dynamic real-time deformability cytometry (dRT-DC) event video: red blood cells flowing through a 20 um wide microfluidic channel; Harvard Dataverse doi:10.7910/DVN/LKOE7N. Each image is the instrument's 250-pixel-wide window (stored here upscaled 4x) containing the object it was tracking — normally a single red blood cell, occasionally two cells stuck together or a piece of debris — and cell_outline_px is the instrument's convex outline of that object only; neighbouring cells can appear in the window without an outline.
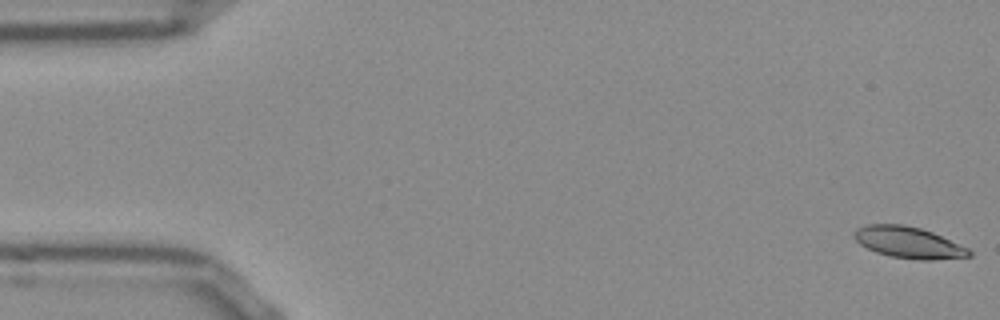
{"species": "Egyptian fruit bat (a non-hibernating species)", "species_latin": "Rousettus aegyptiacus", "temperature_condition": "room temperature", "stored_images_in_passage": 53, "camera_frame_rate_fps": 3000, "um_per_image_px": 0.085, "frame": {"image": 1, "passage_image": 1, "time_ms": 0.0, "image_size_px": [1000, 320], "cell_outline_px": [[972, 256], [932, 260], [920, 260], [892, 256], [876, 252], [860, 244], [852, 236], [856, 228], [864, 224], [904, 224], [920, 228], [932, 232], [968, 248], [972, 252]], "centroid_in_image_um": [77.2, 20.6], "position_along_channel_um": 7.8, "area_um2": 20.98}}
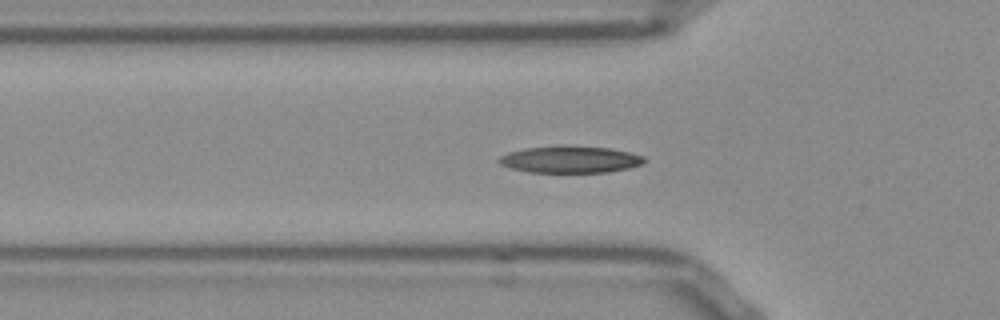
{"frame": {"image": 2, "passage_image": 17, "time_ms": 5.333, "image_size_px": [1000, 320], "cell_outline_px": [[648, 160], [644, 164], [628, 168], [608, 172], [528, 172], [512, 168], [500, 164], [496, 160], [500, 156], [508, 152], [524, 148], [560, 144], [564, 144], [612, 148], [644, 156]], "centroid_in_image_um": [48.48, 13.53], "position_along_channel_um": 77.3, "area_um2": 23.29}}
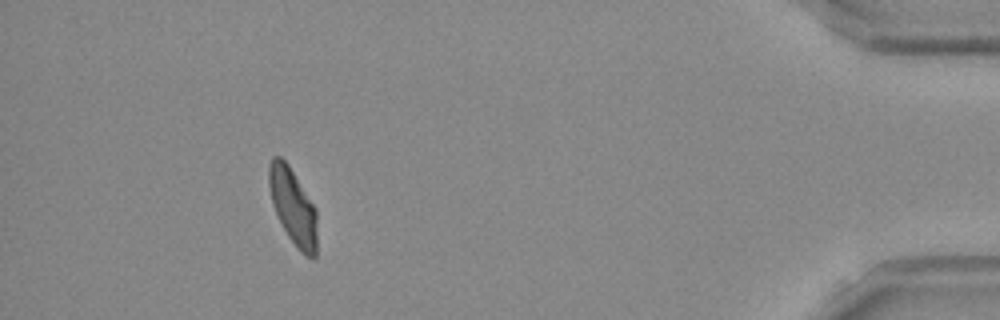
{"frame": {"image": 3, "passage_image": 48, "time_ms": 15.667, "image_size_px": [1000, 320], "cell_outline_px": [[316, 256], [312, 260], [304, 256], [296, 248], [288, 236], [272, 204], [268, 184], [268, 164], [272, 156], [280, 156], [288, 164], [316, 208]], "centroid_in_image_um": [24.9, 17.57], "position_along_channel_um": 410.3, "area_um2": 21.44}, "authors_computed_cell_mechanics": {"area_um2": 21.675, "velocity_mm_per_s": 3.8202, "shape_relaxation_time_tau1_ms": 5.0951, "shape_relaxation_time_tau2_ms": 2.7227, "deformation_change_tau1": 0.1665, "deformation_change_tau2": 0.0803}}